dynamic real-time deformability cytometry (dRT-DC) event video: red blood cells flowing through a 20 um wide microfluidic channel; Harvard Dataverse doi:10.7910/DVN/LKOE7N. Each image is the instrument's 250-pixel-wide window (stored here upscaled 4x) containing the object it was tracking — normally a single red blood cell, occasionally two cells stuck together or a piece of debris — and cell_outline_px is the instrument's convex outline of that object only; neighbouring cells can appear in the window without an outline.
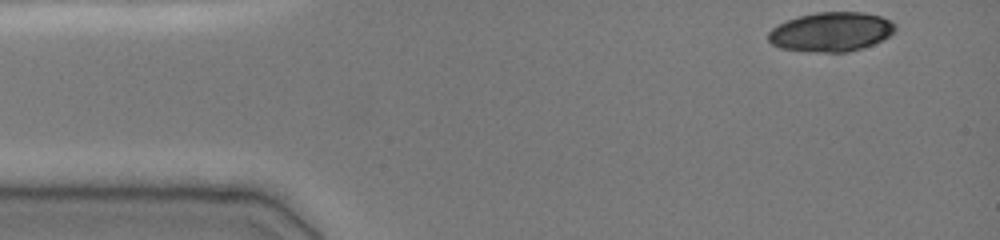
{"species": "common noctule bat (a hibernating species)", "species_latin": "Nyctalus noctula", "temperature_condition": "cold", "stored_images_in_passage": 19, "camera_frame_rate_fps": 3000, "um_per_image_px": 0.085, "animal": {"sex": "female", "body_mass_g": 19.0, "forearm_length_mm": 51.5}, "frame": {"image": 1, "passage_image": 1, "time_ms": 0.0, "image_size_px": [1000, 240], "cell_outline_px": [[896, 28], [888, 36], [872, 44], [848, 52], [824, 52], [780, 48], [772, 44], [768, 40], [768, 32], [776, 24], [800, 16], [816, 12], [864, 12], [880, 16], [896, 24]], "centroid_in_image_um": [70.62, 2.69], "position_along_channel_um": 14.4, "area_um2": 28.78}}